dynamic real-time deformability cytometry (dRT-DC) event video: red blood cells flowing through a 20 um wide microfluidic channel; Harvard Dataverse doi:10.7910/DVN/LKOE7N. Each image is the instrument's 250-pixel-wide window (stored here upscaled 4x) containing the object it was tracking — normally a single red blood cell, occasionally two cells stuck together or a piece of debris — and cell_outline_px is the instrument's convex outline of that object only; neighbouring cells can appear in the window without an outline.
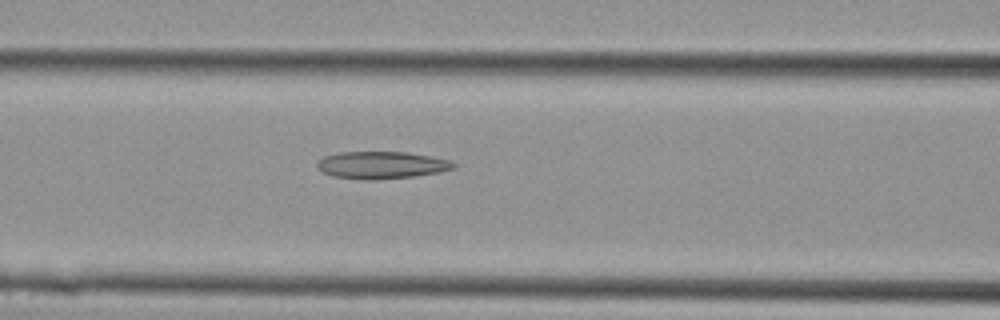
{"species": "Egyptian fruit bat (a non-hibernating species)", "species_latin": "Rousettus aegyptiacus", "temperature_condition": "cold", "stored_images_in_passage": 7, "camera_frame_rate_fps": 3000, "um_per_image_px": 0.085, "animal": {"sex": "female"}, "frame": {"image": 1, "passage_image": 6, "time_ms": 1.667, "image_size_px": [1000, 320], "cell_outline_px": [[456, 168], [440, 172], [416, 176], [376, 180], [360, 180], [332, 176], [316, 168], [316, 160], [324, 156], [340, 152], [408, 152], [448, 160], [456, 164]], "centroid_in_image_um": [32.39, 14.04], "position_along_channel_um": 134.2, "area_um2": 21.91}}